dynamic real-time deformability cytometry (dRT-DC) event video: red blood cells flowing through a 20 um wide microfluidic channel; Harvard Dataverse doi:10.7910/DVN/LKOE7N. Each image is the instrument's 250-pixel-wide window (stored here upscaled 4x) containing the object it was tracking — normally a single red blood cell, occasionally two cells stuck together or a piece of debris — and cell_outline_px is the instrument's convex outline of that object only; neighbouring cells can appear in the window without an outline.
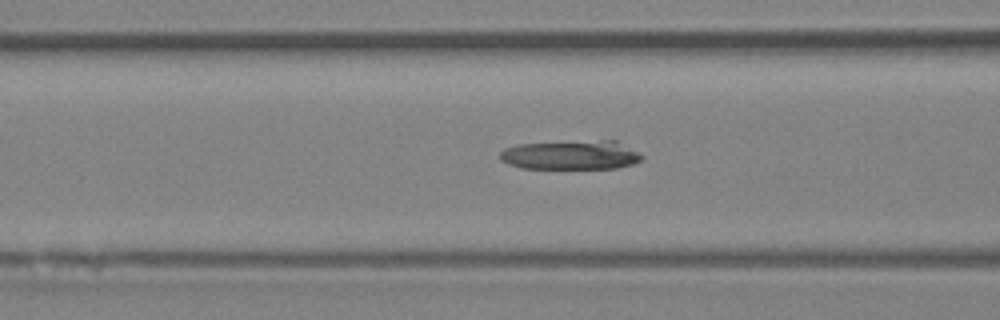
{"species": "Egyptian fruit bat (a non-hibernating species)", "species_latin": "Rousettus aegyptiacus", "temperature_condition": "room temperature", "stored_images_in_passage": 7, "camera_frame_rate_fps": 3000, "um_per_image_px": 0.085, "animal": {"sex": "female"}, "frame": {"image": 1, "passage_image": 6, "time_ms": 6.667, "image_size_px": [1000, 320], "cell_outline_px": [[644, 156], [640, 160], [632, 164], [616, 168], [520, 168], [508, 164], [500, 160], [500, 152], [504, 148], [516, 144], [600, 140], [616, 140]], "centroid_in_image_um": [48.49, 13.17], "position_along_channel_um": 118.1, "area_um2": 24.1}}
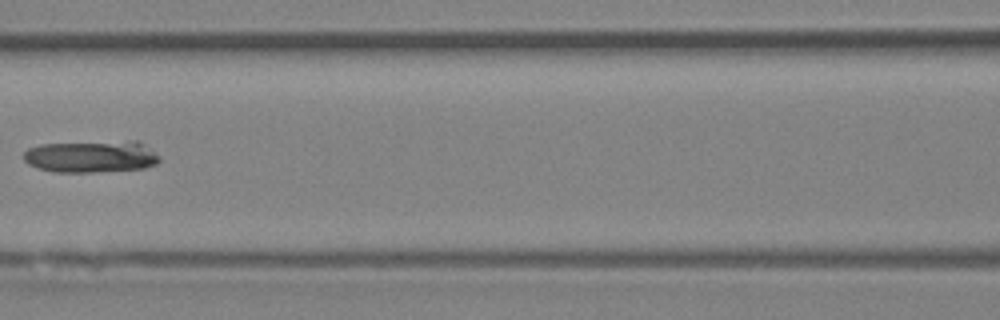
{"frame": {"image": 2, "passage_image": 7, "time_ms": 7.667, "image_size_px": [1000, 320], "cell_outline_px": [[160, 160], [156, 164], [144, 168], [92, 172], [52, 172], [36, 168], [28, 164], [24, 160], [24, 152], [28, 148], [40, 144], [128, 140], [136, 140], [160, 156]], "centroid_in_image_um": [7.72, 13.3], "position_along_channel_um": 158.9, "area_um2": 25.55}}